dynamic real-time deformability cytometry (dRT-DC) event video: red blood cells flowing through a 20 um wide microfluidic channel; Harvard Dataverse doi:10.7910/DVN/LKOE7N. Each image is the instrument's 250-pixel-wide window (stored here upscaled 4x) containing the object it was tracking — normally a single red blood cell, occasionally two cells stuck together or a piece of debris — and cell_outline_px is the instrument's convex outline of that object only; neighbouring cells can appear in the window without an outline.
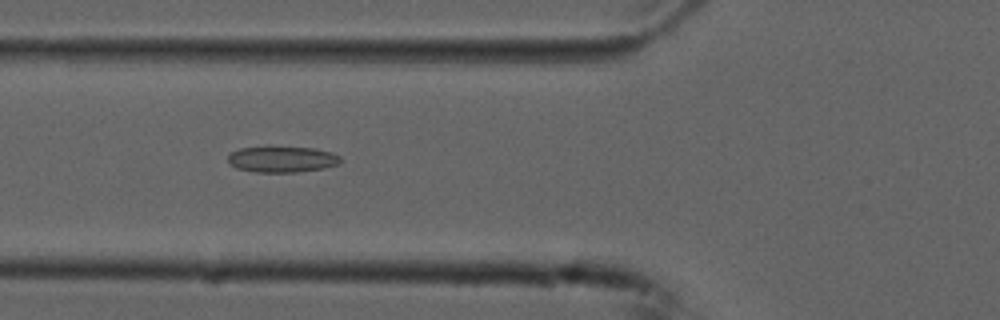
{"species": "common noctule bat (a hibernating species)", "species_latin": "Nyctalus noctula", "temperature_condition": "cold", "stored_images_in_passage": 30, "camera_frame_rate_fps": 3000, "um_per_image_px": 0.085, "animal": {"sex": "male", "forearm_length_mm": 52.5}, "frame": {"image": 1, "passage_image": 4, "time_ms": 1.0, "image_size_px": [1000, 320], "cell_outline_px": [[340, 164], [324, 168], [296, 172], [256, 172], [236, 168], [228, 164], [228, 156], [232, 152], [240, 148], [316, 148], [332, 152], [340, 156]], "centroid_in_image_um": [23.99, 13.56], "position_along_channel_um": 101.8, "area_um2": 16.82}}
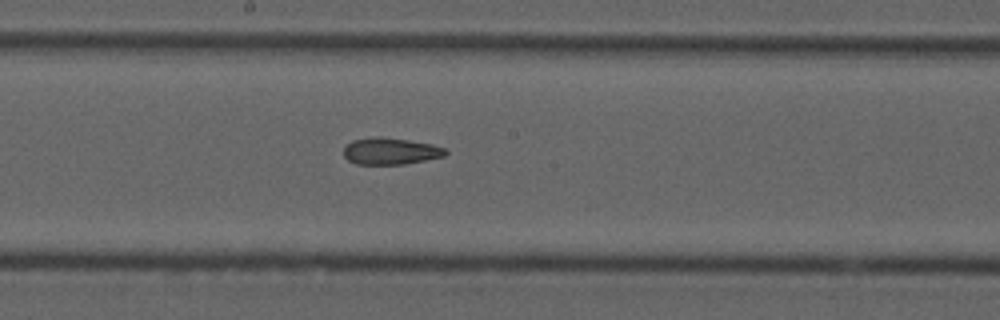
{"frame": {"image": 2, "passage_image": 13, "time_ms": 4.0, "image_size_px": [1000, 320], "cell_outline_px": [[448, 152], [444, 156], [404, 164], [356, 164], [348, 160], [344, 156], [344, 148], [352, 140], [380, 136], [408, 140], [432, 144], [444, 148]], "centroid_in_image_um": [33.18, 12.85], "position_along_channel_um": 215.0, "area_um2": 15.72}}
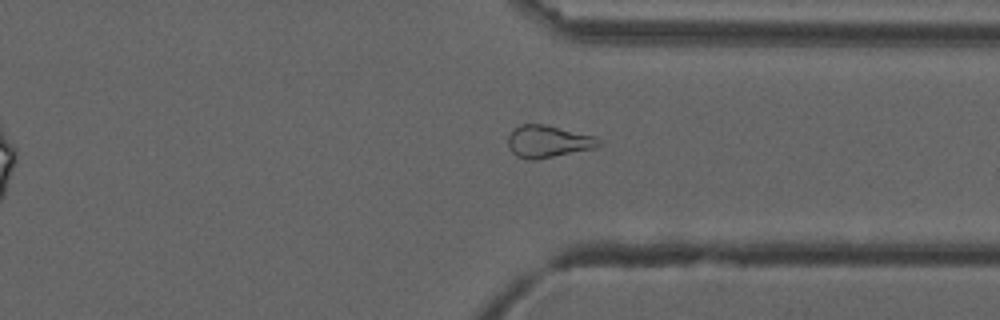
{"frame": {"image": 3, "passage_image": 25, "time_ms": 8.0, "image_size_px": [1000, 320], "cell_outline_px": [[600, 144], [596, 148], [536, 160], [528, 160], [516, 156], [508, 148], [508, 136], [520, 124], [544, 124], [596, 136], [600, 140]], "centroid_in_image_um": [46.59, 12.04], "position_along_channel_um": 364.8, "area_um2": 17.11}, "authors_computed_cell_mechanics": {"area_um2": 16.5019, "velocity_mm_per_s": 3.7567, "shape_relaxation_time_tau1_ms": null, "shape_relaxation_time_tau2_ms": 5.8682, "deformation_change_tau1": null, "deformation_change_tau2": 0.153}}